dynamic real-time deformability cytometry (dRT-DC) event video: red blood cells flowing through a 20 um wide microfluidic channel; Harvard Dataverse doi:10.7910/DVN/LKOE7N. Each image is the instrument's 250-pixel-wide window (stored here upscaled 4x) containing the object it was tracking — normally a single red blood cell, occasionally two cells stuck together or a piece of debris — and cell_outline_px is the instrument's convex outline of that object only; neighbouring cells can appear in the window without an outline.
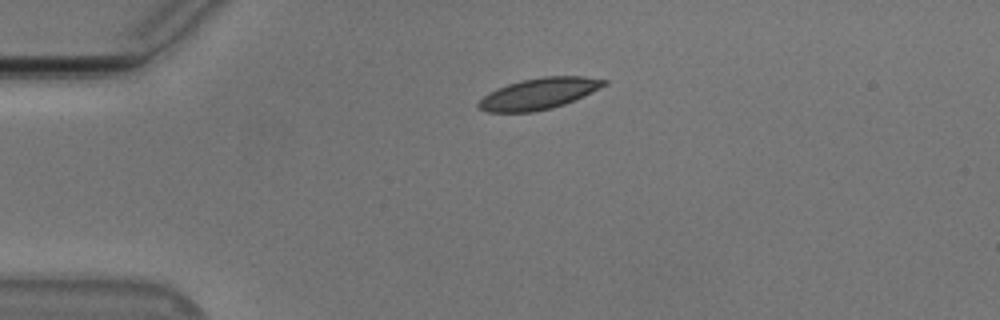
{"species": "Egyptian fruit bat (a non-hibernating species)", "species_latin": "Rousettus aegyptiacus", "temperature_condition": "cold", "stored_images_in_passage": 43, "camera_frame_rate_fps": 3000, "um_per_image_px": 0.085, "animal": {"sex": "male"}, "frame": {"image": 1, "passage_image": 1, "time_ms": 0.0, "image_size_px": [1000, 320], "cell_outline_px": [[608, 84], [600, 88], [564, 104], [552, 108], [532, 112], [488, 112], [480, 108], [476, 104], [488, 92], [496, 88], [520, 80], [544, 76], [584, 76], [608, 80]], "centroid_in_image_um": [45.8, 7.95], "position_along_channel_um": 39.2, "area_um2": 22.77}}
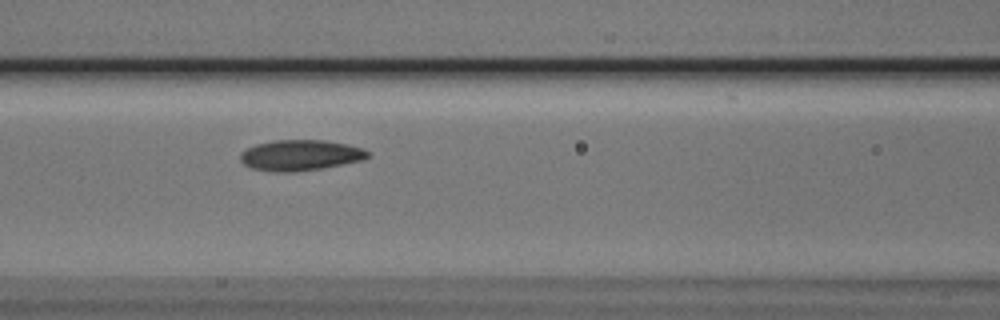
{"frame": {"image": 2, "passage_image": 12, "time_ms": 3.667, "image_size_px": [1000, 320], "cell_outline_px": [[368, 156], [364, 160], [320, 168], [296, 172], [276, 172], [252, 168], [244, 164], [240, 160], [240, 152], [256, 144], [276, 140], [324, 140], [348, 144], [364, 148], [368, 152]], "centroid_in_image_um": [25.53, 13.19], "position_along_channel_um": 141.1, "area_um2": 22.77}}
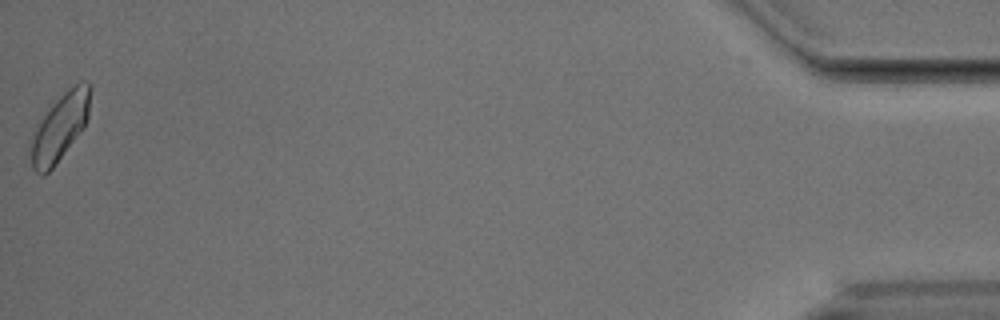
{"frame": {"image": 3, "passage_image": 43, "time_ms": 14.0, "image_size_px": [1000, 320], "cell_outline_px": [[88, 116], [84, 128], [52, 168], [44, 176], [40, 176], [32, 168], [32, 128], [52, 100], [68, 88], [76, 84], [88, 84]], "centroid_in_image_um": [5.01, 10.83], "position_along_channel_um": 430.2, "area_um2": 23.12}, "authors_computed_cell_mechanics": {"area_um2": 22.253, "velocity_mm_per_s": 3.7283, "shape_relaxation_time_tau1_ms": 4.2869, "shape_relaxation_time_tau2_ms": 4.341, "deformation_change_tau1": 0.1181, "deformation_change_tau2": 0.0887}}